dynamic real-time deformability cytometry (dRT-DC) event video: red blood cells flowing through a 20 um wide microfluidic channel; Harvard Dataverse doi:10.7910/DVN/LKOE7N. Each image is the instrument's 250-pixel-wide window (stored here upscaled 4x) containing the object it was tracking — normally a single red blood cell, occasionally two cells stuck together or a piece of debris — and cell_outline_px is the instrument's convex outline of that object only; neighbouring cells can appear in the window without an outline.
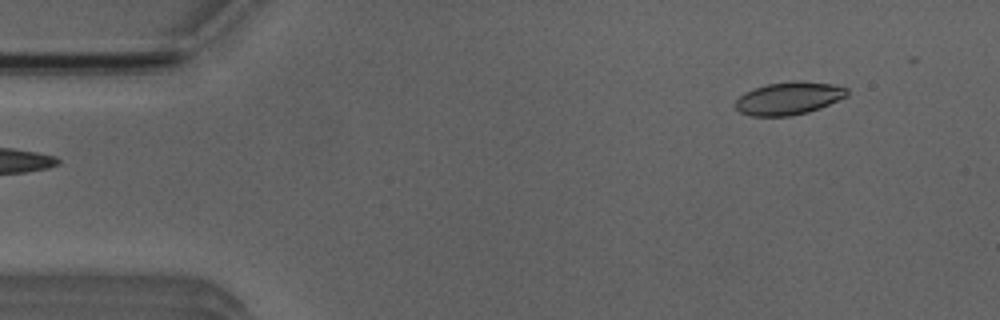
{"species": "Egyptian fruit bat (a non-hibernating species)", "species_latin": "Rousettus aegyptiacus", "temperature_condition": "room temperature", "stored_images_in_passage": 2, "camera_frame_rate_fps": 3000, "um_per_image_px": 0.085, "animal": {"sex": "male"}, "frame": {"image": 1, "passage_image": 2, "time_ms": 1.333, "image_size_px": [1000, 320], "cell_outline_px": [[848, 96], [820, 108], [808, 112], [792, 116], [752, 116], [740, 112], [732, 104], [744, 92], [752, 88], [768, 84], [796, 80], [800, 80], [832, 84], [848, 88]], "centroid_in_image_um": [67.03, 8.35], "position_along_channel_um": 18.0, "area_um2": 21.56}}